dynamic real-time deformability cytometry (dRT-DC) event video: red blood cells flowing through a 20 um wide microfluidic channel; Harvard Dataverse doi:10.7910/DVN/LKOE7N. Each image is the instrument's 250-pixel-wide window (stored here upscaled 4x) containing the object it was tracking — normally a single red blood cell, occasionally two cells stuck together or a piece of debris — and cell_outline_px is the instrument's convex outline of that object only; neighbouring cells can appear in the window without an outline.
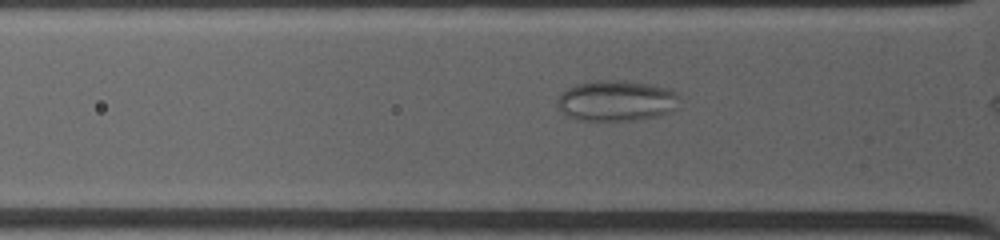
{"species": "common noctule bat (a hibernating species)", "species_latin": "Nyctalus noctula", "temperature_condition": "warm", "stored_images_in_passage": 46, "camera_frame_rate_fps": 4500, "um_per_image_px": 0.085, "animal": {"sex": "female", "body_mass_g": 19.0, "forearm_length_mm": 53.3}, "frame": {"image": 1, "passage_image": 4, "time_ms": 0.667, "image_size_px": [1000, 240], "cell_outline_px": [[676, 108], [656, 116], [636, 120], [576, 120], [568, 116], [556, 104], [556, 100], [560, 92], [576, 84], [596, 80], [624, 80], [648, 84], [668, 88], [676, 92]], "centroid_in_image_um": [52.32, 8.55], "position_along_channel_um": 73.5, "area_um2": 28.78}}
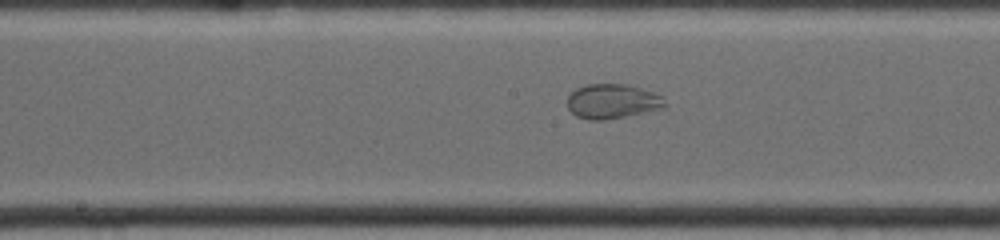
{"frame": {"image": 2, "passage_image": 21, "time_ms": 3.778, "image_size_px": [1000, 240], "cell_outline_px": [[668, 104], [664, 108], [604, 120], [588, 120], [576, 116], [568, 108], [568, 92], [576, 88], [588, 84], [628, 84], [664, 96]], "centroid_in_image_um": [52.05, 8.6], "position_along_channel_um": 196.1, "area_um2": 19.83}}
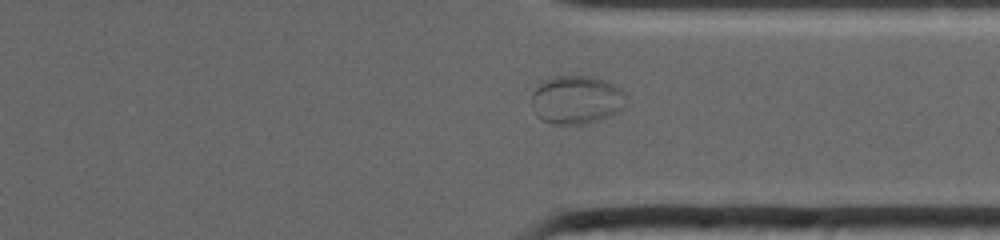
{"frame": {"image": 3, "passage_image": 40, "time_ms": 8.0, "image_size_px": [1000, 240], "cell_outline_px": [[628, 104], [620, 112], [584, 124], [552, 124], [540, 120], [536, 116], [532, 100], [532, 92], [540, 80], [552, 76], [592, 76], [608, 80], [620, 88], [624, 92]], "centroid_in_image_um": [49.01, 8.46], "position_along_channel_um": 362.4, "area_um2": 27.28}}